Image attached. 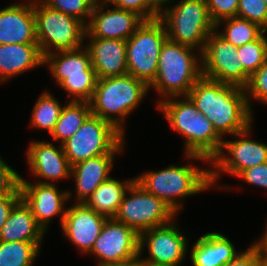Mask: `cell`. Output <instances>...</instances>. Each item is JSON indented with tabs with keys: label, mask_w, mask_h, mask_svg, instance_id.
<instances>
[{
	"label": "cell",
	"mask_w": 267,
	"mask_h": 266,
	"mask_svg": "<svg viewBox=\"0 0 267 266\" xmlns=\"http://www.w3.org/2000/svg\"><path fill=\"white\" fill-rule=\"evenodd\" d=\"M244 88L201 77L188 97L212 123L216 133L243 136L250 131L251 112Z\"/></svg>",
	"instance_id": "6da1fadb"
},
{
	"label": "cell",
	"mask_w": 267,
	"mask_h": 266,
	"mask_svg": "<svg viewBox=\"0 0 267 266\" xmlns=\"http://www.w3.org/2000/svg\"><path fill=\"white\" fill-rule=\"evenodd\" d=\"M186 102L162 101L159 107L164 111L170 127L186 137L187 156L213 160L221 150V137L211 121L201 114L187 97Z\"/></svg>",
	"instance_id": "7a4b0ae2"
},
{
	"label": "cell",
	"mask_w": 267,
	"mask_h": 266,
	"mask_svg": "<svg viewBox=\"0 0 267 266\" xmlns=\"http://www.w3.org/2000/svg\"><path fill=\"white\" fill-rule=\"evenodd\" d=\"M149 86L130 74L99 78L92 98L89 101L93 115L98 116L117 127L121 132V123L107 114L115 113L123 117L129 114L144 97ZM94 102V103H93ZM93 104V105H91Z\"/></svg>",
	"instance_id": "3957f363"
},
{
	"label": "cell",
	"mask_w": 267,
	"mask_h": 266,
	"mask_svg": "<svg viewBox=\"0 0 267 266\" xmlns=\"http://www.w3.org/2000/svg\"><path fill=\"white\" fill-rule=\"evenodd\" d=\"M217 176L218 173L193 166H171L162 171L144 174L134 180L146 192L163 200L176 212L180 207L173 200L175 196L184 197L202 191L208 188Z\"/></svg>",
	"instance_id": "277c9868"
},
{
	"label": "cell",
	"mask_w": 267,
	"mask_h": 266,
	"mask_svg": "<svg viewBox=\"0 0 267 266\" xmlns=\"http://www.w3.org/2000/svg\"><path fill=\"white\" fill-rule=\"evenodd\" d=\"M193 47L175 43L167 39L162 46L156 79L151 84L158 91L170 96L189 94L193 85L203 76L197 67Z\"/></svg>",
	"instance_id": "5b68a950"
},
{
	"label": "cell",
	"mask_w": 267,
	"mask_h": 266,
	"mask_svg": "<svg viewBox=\"0 0 267 266\" xmlns=\"http://www.w3.org/2000/svg\"><path fill=\"white\" fill-rule=\"evenodd\" d=\"M163 22L157 18L144 20L135 33L126 40L128 74L150 86L156 79L159 56L168 39Z\"/></svg>",
	"instance_id": "8992f818"
},
{
	"label": "cell",
	"mask_w": 267,
	"mask_h": 266,
	"mask_svg": "<svg viewBox=\"0 0 267 266\" xmlns=\"http://www.w3.org/2000/svg\"><path fill=\"white\" fill-rule=\"evenodd\" d=\"M122 139V132L117 127L91 114L61 147L72 167L87 159L119 151Z\"/></svg>",
	"instance_id": "52a82bcc"
},
{
	"label": "cell",
	"mask_w": 267,
	"mask_h": 266,
	"mask_svg": "<svg viewBox=\"0 0 267 266\" xmlns=\"http://www.w3.org/2000/svg\"><path fill=\"white\" fill-rule=\"evenodd\" d=\"M164 14H160L159 19L169 27L166 29L169 30L166 31L168 39L190 47L201 41V52L204 40L206 42L216 28L209 16L206 0H182L172 10L166 9Z\"/></svg>",
	"instance_id": "ba28073f"
},
{
	"label": "cell",
	"mask_w": 267,
	"mask_h": 266,
	"mask_svg": "<svg viewBox=\"0 0 267 266\" xmlns=\"http://www.w3.org/2000/svg\"><path fill=\"white\" fill-rule=\"evenodd\" d=\"M34 15L37 43L43 57L50 53L47 48L53 45L59 51L80 48L83 35L87 34L84 21L51 9L44 3L41 7L34 5Z\"/></svg>",
	"instance_id": "9c48e42d"
},
{
	"label": "cell",
	"mask_w": 267,
	"mask_h": 266,
	"mask_svg": "<svg viewBox=\"0 0 267 266\" xmlns=\"http://www.w3.org/2000/svg\"><path fill=\"white\" fill-rule=\"evenodd\" d=\"M78 49L80 48L60 51L62 57L59 59L56 54L50 52L44 57V63L50 61L53 76L59 85L69 92V96L74 94L80 100L89 102L96 87L97 77L88 50L79 53Z\"/></svg>",
	"instance_id": "30bf717a"
},
{
	"label": "cell",
	"mask_w": 267,
	"mask_h": 266,
	"mask_svg": "<svg viewBox=\"0 0 267 266\" xmlns=\"http://www.w3.org/2000/svg\"><path fill=\"white\" fill-rule=\"evenodd\" d=\"M133 196L129 199L123 196L118 213L114 217L133 228L138 234L157 226L169 223L175 211L163 200L146 192L137 182L128 188Z\"/></svg>",
	"instance_id": "8fae6325"
},
{
	"label": "cell",
	"mask_w": 267,
	"mask_h": 266,
	"mask_svg": "<svg viewBox=\"0 0 267 266\" xmlns=\"http://www.w3.org/2000/svg\"><path fill=\"white\" fill-rule=\"evenodd\" d=\"M201 53L202 75L217 82L244 88V68L238 47L212 31Z\"/></svg>",
	"instance_id": "7c38bea8"
},
{
	"label": "cell",
	"mask_w": 267,
	"mask_h": 266,
	"mask_svg": "<svg viewBox=\"0 0 267 266\" xmlns=\"http://www.w3.org/2000/svg\"><path fill=\"white\" fill-rule=\"evenodd\" d=\"M90 252L101 258V265L127 261L140 254L139 234L115 218H107Z\"/></svg>",
	"instance_id": "4fadbf2b"
},
{
	"label": "cell",
	"mask_w": 267,
	"mask_h": 266,
	"mask_svg": "<svg viewBox=\"0 0 267 266\" xmlns=\"http://www.w3.org/2000/svg\"><path fill=\"white\" fill-rule=\"evenodd\" d=\"M107 217L96 213L85 203L74 205L63 211L61 217L64 234L83 251L88 252L100 235Z\"/></svg>",
	"instance_id": "5bb4252c"
},
{
	"label": "cell",
	"mask_w": 267,
	"mask_h": 266,
	"mask_svg": "<svg viewBox=\"0 0 267 266\" xmlns=\"http://www.w3.org/2000/svg\"><path fill=\"white\" fill-rule=\"evenodd\" d=\"M157 226L146 230L148 240L144 232L139 234V252H142L143 243L146 241L149 251L150 259L145 260L154 264H162L169 266H176L184 258L186 252V239L179 233L175 226Z\"/></svg>",
	"instance_id": "9a60e30c"
},
{
	"label": "cell",
	"mask_w": 267,
	"mask_h": 266,
	"mask_svg": "<svg viewBox=\"0 0 267 266\" xmlns=\"http://www.w3.org/2000/svg\"><path fill=\"white\" fill-rule=\"evenodd\" d=\"M97 6L96 2L90 15L91 21L89 24L87 23L88 26L86 25V32L90 33L92 37L126 41L144 22V19L133 11L114 8L100 13L102 8L98 6V9Z\"/></svg>",
	"instance_id": "2e32d148"
},
{
	"label": "cell",
	"mask_w": 267,
	"mask_h": 266,
	"mask_svg": "<svg viewBox=\"0 0 267 266\" xmlns=\"http://www.w3.org/2000/svg\"><path fill=\"white\" fill-rule=\"evenodd\" d=\"M21 198L30 207L37 224L44 230L52 216L62 211L63 202L69 198V192L59 193L50 183L39 182L32 185L20 178Z\"/></svg>",
	"instance_id": "e0dca14e"
},
{
	"label": "cell",
	"mask_w": 267,
	"mask_h": 266,
	"mask_svg": "<svg viewBox=\"0 0 267 266\" xmlns=\"http://www.w3.org/2000/svg\"><path fill=\"white\" fill-rule=\"evenodd\" d=\"M37 43L34 3L0 10V44Z\"/></svg>",
	"instance_id": "ac0fdd59"
},
{
	"label": "cell",
	"mask_w": 267,
	"mask_h": 266,
	"mask_svg": "<svg viewBox=\"0 0 267 266\" xmlns=\"http://www.w3.org/2000/svg\"><path fill=\"white\" fill-rule=\"evenodd\" d=\"M92 38L87 50L97 79L127 74L126 41Z\"/></svg>",
	"instance_id": "d6986e66"
},
{
	"label": "cell",
	"mask_w": 267,
	"mask_h": 266,
	"mask_svg": "<svg viewBox=\"0 0 267 266\" xmlns=\"http://www.w3.org/2000/svg\"><path fill=\"white\" fill-rule=\"evenodd\" d=\"M222 147L229 151L232 158L221 157ZM214 165L234 175H239L255 165L267 163V146L255 141L243 139L238 141H222L221 150L213 160Z\"/></svg>",
	"instance_id": "ffe728a7"
},
{
	"label": "cell",
	"mask_w": 267,
	"mask_h": 266,
	"mask_svg": "<svg viewBox=\"0 0 267 266\" xmlns=\"http://www.w3.org/2000/svg\"><path fill=\"white\" fill-rule=\"evenodd\" d=\"M60 150L51 143L33 142L28 151L29 165L33 172L46 179L69 176L71 165L65 156L63 147Z\"/></svg>",
	"instance_id": "44dd1931"
},
{
	"label": "cell",
	"mask_w": 267,
	"mask_h": 266,
	"mask_svg": "<svg viewBox=\"0 0 267 266\" xmlns=\"http://www.w3.org/2000/svg\"><path fill=\"white\" fill-rule=\"evenodd\" d=\"M44 230L37 224L30 207L21 198L12 208L0 230V241L40 242Z\"/></svg>",
	"instance_id": "7402d4cb"
},
{
	"label": "cell",
	"mask_w": 267,
	"mask_h": 266,
	"mask_svg": "<svg viewBox=\"0 0 267 266\" xmlns=\"http://www.w3.org/2000/svg\"><path fill=\"white\" fill-rule=\"evenodd\" d=\"M44 63L38 43L0 44V81Z\"/></svg>",
	"instance_id": "603a6c76"
},
{
	"label": "cell",
	"mask_w": 267,
	"mask_h": 266,
	"mask_svg": "<svg viewBox=\"0 0 267 266\" xmlns=\"http://www.w3.org/2000/svg\"><path fill=\"white\" fill-rule=\"evenodd\" d=\"M112 159L113 154H104L79 162L71 167V172L74 173L77 182L78 199H82V203L87 201L101 183L110 178L108 174Z\"/></svg>",
	"instance_id": "cb8c5ba5"
},
{
	"label": "cell",
	"mask_w": 267,
	"mask_h": 266,
	"mask_svg": "<svg viewBox=\"0 0 267 266\" xmlns=\"http://www.w3.org/2000/svg\"><path fill=\"white\" fill-rule=\"evenodd\" d=\"M237 255L232 243L220 233H208L197 240L192 250L193 266H222Z\"/></svg>",
	"instance_id": "d4e9b609"
},
{
	"label": "cell",
	"mask_w": 267,
	"mask_h": 266,
	"mask_svg": "<svg viewBox=\"0 0 267 266\" xmlns=\"http://www.w3.org/2000/svg\"><path fill=\"white\" fill-rule=\"evenodd\" d=\"M134 181L126 182L123 186L110 177L95 189L85 204L98 214L114 218L118 213L125 189H128Z\"/></svg>",
	"instance_id": "484cf974"
},
{
	"label": "cell",
	"mask_w": 267,
	"mask_h": 266,
	"mask_svg": "<svg viewBox=\"0 0 267 266\" xmlns=\"http://www.w3.org/2000/svg\"><path fill=\"white\" fill-rule=\"evenodd\" d=\"M92 114L89 102L73 100L64 106L51 135L64 143L74 135L85 120Z\"/></svg>",
	"instance_id": "4316f807"
},
{
	"label": "cell",
	"mask_w": 267,
	"mask_h": 266,
	"mask_svg": "<svg viewBox=\"0 0 267 266\" xmlns=\"http://www.w3.org/2000/svg\"><path fill=\"white\" fill-rule=\"evenodd\" d=\"M39 246L40 242L0 241V266H30Z\"/></svg>",
	"instance_id": "83f0119b"
},
{
	"label": "cell",
	"mask_w": 267,
	"mask_h": 266,
	"mask_svg": "<svg viewBox=\"0 0 267 266\" xmlns=\"http://www.w3.org/2000/svg\"><path fill=\"white\" fill-rule=\"evenodd\" d=\"M238 54L244 68V88L250 76L267 60L266 38L263 33L254 41L238 47Z\"/></svg>",
	"instance_id": "f1b7e54d"
},
{
	"label": "cell",
	"mask_w": 267,
	"mask_h": 266,
	"mask_svg": "<svg viewBox=\"0 0 267 266\" xmlns=\"http://www.w3.org/2000/svg\"><path fill=\"white\" fill-rule=\"evenodd\" d=\"M227 20L226 32L219 35L236 47L256 40L263 33V28L249 20L239 17H232Z\"/></svg>",
	"instance_id": "f546056e"
},
{
	"label": "cell",
	"mask_w": 267,
	"mask_h": 266,
	"mask_svg": "<svg viewBox=\"0 0 267 266\" xmlns=\"http://www.w3.org/2000/svg\"><path fill=\"white\" fill-rule=\"evenodd\" d=\"M61 105L48 93L42 94L38 99L34 110L32 124L34 126L48 129L51 134L55 128L62 111Z\"/></svg>",
	"instance_id": "4dcf8cb0"
},
{
	"label": "cell",
	"mask_w": 267,
	"mask_h": 266,
	"mask_svg": "<svg viewBox=\"0 0 267 266\" xmlns=\"http://www.w3.org/2000/svg\"><path fill=\"white\" fill-rule=\"evenodd\" d=\"M96 2L97 0H46L44 4L83 21L81 17L91 15Z\"/></svg>",
	"instance_id": "1f68e13d"
},
{
	"label": "cell",
	"mask_w": 267,
	"mask_h": 266,
	"mask_svg": "<svg viewBox=\"0 0 267 266\" xmlns=\"http://www.w3.org/2000/svg\"><path fill=\"white\" fill-rule=\"evenodd\" d=\"M237 17L267 27V6L263 0H239Z\"/></svg>",
	"instance_id": "d6a6232c"
},
{
	"label": "cell",
	"mask_w": 267,
	"mask_h": 266,
	"mask_svg": "<svg viewBox=\"0 0 267 266\" xmlns=\"http://www.w3.org/2000/svg\"><path fill=\"white\" fill-rule=\"evenodd\" d=\"M107 2L117 5L116 8L133 11L144 20L157 19L161 14L151 0H106L103 5H106Z\"/></svg>",
	"instance_id": "836d02e7"
},
{
	"label": "cell",
	"mask_w": 267,
	"mask_h": 266,
	"mask_svg": "<svg viewBox=\"0 0 267 266\" xmlns=\"http://www.w3.org/2000/svg\"><path fill=\"white\" fill-rule=\"evenodd\" d=\"M206 5L209 16L217 27L220 19L237 17L239 0H206Z\"/></svg>",
	"instance_id": "e575fe53"
},
{
	"label": "cell",
	"mask_w": 267,
	"mask_h": 266,
	"mask_svg": "<svg viewBox=\"0 0 267 266\" xmlns=\"http://www.w3.org/2000/svg\"><path fill=\"white\" fill-rule=\"evenodd\" d=\"M20 178L21 176L0 159V198L5 196H21Z\"/></svg>",
	"instance_id": "d590c367"
},
{
	"label": "cell",
	"mask_w": 267,
	"mask_h": 266,
	"mask_svg": "<svg viewBox=\"0 0 267 266\" xmlns=\"http://www.w3.org/2000/svg\"><path fill=\"white\" fill-rule=\"evenodd\" d=\"M244 89L252 93L253 97L267 103V60L250 76L248 85Z\"/></svg>",
	"instance_id": "8d00e7d4"
},
{
	"label": "cell",
	"mask_w": 267,
	"mask_h": 266,
	"mask_svg": "<svg viewBox=\"0 0 267 266\" xmlns=\"http://www.w3.org/2000/svg\"><path fill=\"white\" fill-rule=\"evenodd\" d=\"M238 176L251 184L267 188V163L243 170Z\"/></svg>",
	"instance_id": "74e56055"
},
{
	"label": "cell",
	"mask_w": 267,
	"mask_h": 266,
	"mask_svg": "<svg viewBox=\"0 0 267 266\" xmlns=\"http://www.w3.org/2000/svg\"><path fill=\"white\" fill-rule=\"evenodd\" d=\"M222 266H260V251L254 244L245 253L237 255L234 259Z\"/></svg>",
	"instance_id": "f35d334b"
},
{
	"label": "cell",
	"mask_w": 267,
	"mask_h": 266,
	"mask_svg": "<svg viewBox=\"0 0 267 266\" xmlns=\"http://www.w3.org/2000/svg\"><path fill=\"white\" fill-rule=\"evenodd\" d=\"M21 199V196H5L0 198V230L8 219L13 206Z\"/></svg>",
	"instance_id": "ab89813d"
},
{
	"label": "cell",
	"mask_w": 267,
	"mask_h": 266,
	"mask_svg": "<svg viewBox=\"0 0 267 266\" xmlns=\"http://www.w3.org/2000/svg\"><path fill=\"white\" fill-rule=\"evenodd\" d=\"M138 256L132 259H129L127 261H123V262H117L114 264H107V265H101L99 264V266H138Z\"/></svg>",
	"instance_id": "60d3db41"
},
{
	"label": "cell",
	"mask_w": 267,
	"mask_h": 266,
	"mask_svg": "<svg viewBox=\"0 0 267 266\" xmlns=\"http://www.w3.org/2000/svg\"><path fill=\"white\" fill-rule=\"evenodd\" d=\"M255 245L259 248V251L262 255L267 256V232L263 237V240L259 244L255 243Z\"/></svg>",
	"instance_id": "b9f144b4"
},
{
	"label": "cell",
	"mask_w": 267,
	"mask_h": 266,
	"mask_svg": "<svg viewBox=\"0 0 267 266\" xmlns=\"http://www.w3.org/2000/svg\"><path fill=\"white\" fill-rule=\"evenodd\" d=\"M138 266H169V265L154 264V263L147 262L145 260L140 261L138 258Z\"/></svg>",
	"instance_id": "7bdbcfd3"
},
{
	"label": "cell",
	"mask_w": 267,
	"mask_h": 266,
	"mask_svg": "<svg viewBox=\"0 0 267 266\" xmlns=\"http://www.w3.org/2000/svg\"><path fill=\"white\" fill-rule=\"evenodd\" d=\"M260 266H267V256L260 253Z\"/></svg>",
	"instance_id": "ee69618b"
},
{
	"label": "cell",
	"mask_w": 267,
	"mask_h": 266,
	"mask_svg": "<svg viewBox=\"0 0 267 266\" xmlns=\"http://www.w3.org/2000/svg\"><path fill=\"white\" fill-rule=\"evenodd\" d=\"M152 4L159 10L160 3H167L168 0H151Z\"/></svg>",
	"instance_id": "f6af8a7d"
},
{
	"label": "cell",
	"mask_w": 267,
	"mask_h": 266,
	"mask_svg": "<svg viewBox=\"0 0 267 266\" xmlns=\"http://www.w3.org/2000/svg\"><path fill=\"white\" fill-rule=\"evenodd\" d=\"M267 27L263 28V33L266 31ZM266 47H267V39H266Z\"/></svg>",
	"instance_id": "bcb514c9"
}]
</instances>
